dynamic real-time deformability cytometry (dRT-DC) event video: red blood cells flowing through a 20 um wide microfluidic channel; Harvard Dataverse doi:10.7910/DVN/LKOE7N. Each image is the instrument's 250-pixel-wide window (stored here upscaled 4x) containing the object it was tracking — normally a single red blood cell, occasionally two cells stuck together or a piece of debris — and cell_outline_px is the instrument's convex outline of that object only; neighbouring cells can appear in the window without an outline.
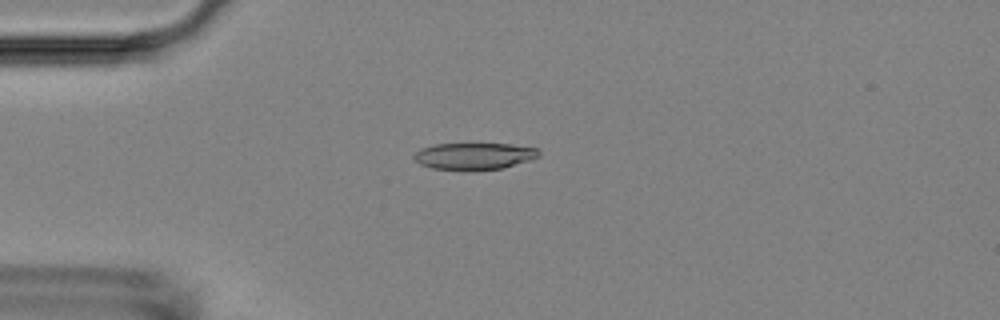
{"species": "Egyptian fruit bat (a non-hibernating species)", "species_latin": "Rousettus aegyptiacus", "temperature_condition": "room temperature", "stored_images_in_passage": 54, "camera_frame_rate_fps": 3000, "um_per_image_px": 0.085, "animal": {"sex": "female"}, "frame": {"image": 1, "passage_image": 14, "time_ms": 4.333, "image_size_px": [1000, 320], "cell_outline_px": [[540, 156], [532, 160], [500, 168], [472, 172], [432, 168], [420, 164], [412, 156], [420, 148], [436, 144], [512, 144], [536, 148], [540, 152]], "centroid_in_image_um": [40.3, 13.29], "position_along_channel_um": 44.7, "area_um2": 19.83}}
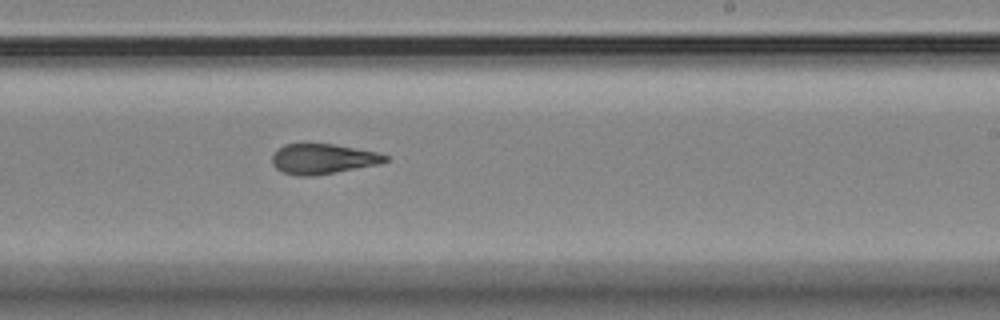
{"frame": {"image": 2, "passage_image": 33, "time_ms": 10.667, "image_size_px": [1000, 320], "cell_outline_px": [[388, 160], [380, 164], [336, 172], [312, 176], [300, 176], [284, 172], [276, 168], [272, 164], [272, 156], [276, 148], [284, 144], [332, 144], [376, 152], [388, 156]], "centroid_in_image_um": [27.42, 13.5], "position_along_channel_um": 261.6, "area_um2": 19.77}}
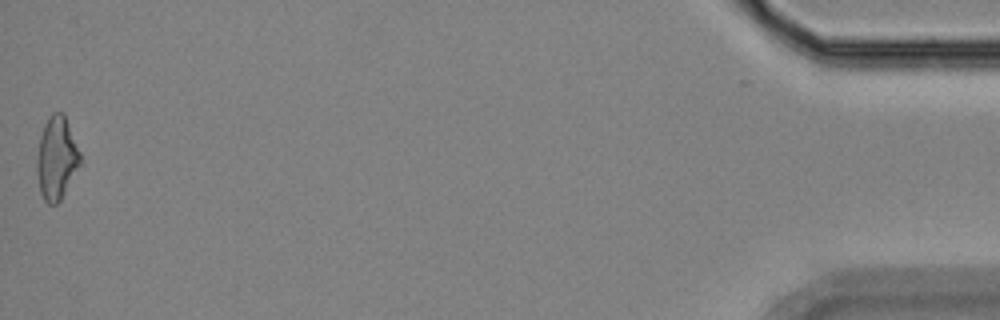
{"frame": {"image": 3, "passage_image": 54, "time_ms": 17.667, "image_size_px": [1000, 320], "cell_outline_px": [[80, 164], [60, 200], [56, 204], [48, 204], [44, 200], [40, 192], [36, 172], [36, 156], [40, 136], [44, 124], [48, 116], [52, 112], [64, 112], [80, 152]], "centroid_in_image_um": [4.78, 13.41], "position_along_channel_um": 430.4, "area_um2": 20.98}, "authors_computed_cell_mechanics": {"area_um2": 20.5479, "velocity_mm_per_s": 3.7199, "shape_relaxation_time_tau1_ms": 7.022, "shape_relaxation_time_tau2_ms": 4.2706, "deformation_change_tau1": 0.1931, "deformation_change_tau2": 0.1379}}